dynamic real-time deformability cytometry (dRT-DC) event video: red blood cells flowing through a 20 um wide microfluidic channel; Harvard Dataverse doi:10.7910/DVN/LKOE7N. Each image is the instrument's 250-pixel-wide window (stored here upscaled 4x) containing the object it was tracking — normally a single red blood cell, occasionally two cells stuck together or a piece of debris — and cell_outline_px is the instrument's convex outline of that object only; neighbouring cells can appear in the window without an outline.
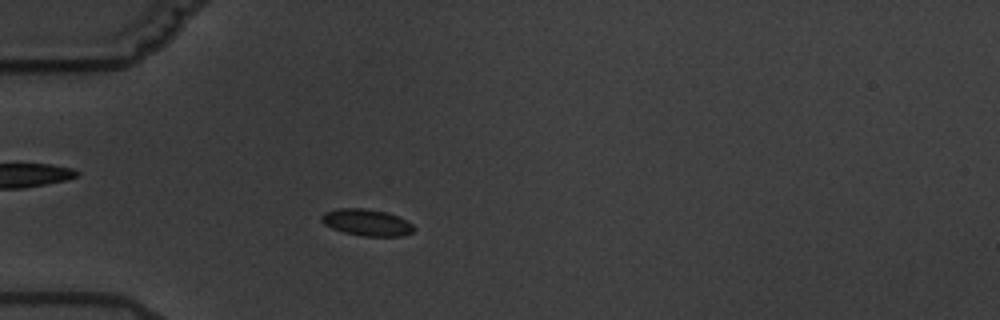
{"species": "common noctule bat (a hibernating species)", "species_latin": "Nyctalus noctula", "temperature_condition": "warm", "stored_images_in_passage": 7, "segment_of_instrument_passage": [2, 2], "camera_frame_rate_fps": 3000, "um_per_image_px": 0.085, "animal": {"sex": "male", "body_mass_g": 19.5, "forearm_length_mm": 54.6}, "frame": {"image": 1, "passage_image": 7, "time_ms": 7.0, "image_size_px": [1000, 320], "cell_outline_px": [[416, 228], [412, 232], [404, 236], [360, 236], [344, 232], [332, 228], [324, 224], [320, 220], [320, 216], [324, 212], [336, 208], [364, 208], [384, 212], [396, 216], [412, 224]], "centroid_in_image_um": [31.13, 18.91], "position_along_channel_um": 53.9, "area_um2": 14.33}}